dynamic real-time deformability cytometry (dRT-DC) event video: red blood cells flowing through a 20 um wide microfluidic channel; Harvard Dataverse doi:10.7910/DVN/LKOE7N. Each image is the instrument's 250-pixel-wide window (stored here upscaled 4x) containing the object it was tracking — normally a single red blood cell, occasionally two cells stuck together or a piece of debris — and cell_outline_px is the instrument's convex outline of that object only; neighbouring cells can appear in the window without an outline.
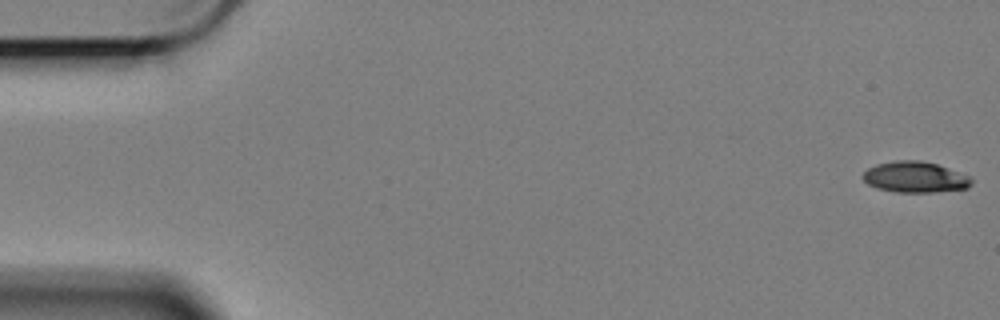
{"species": "Egyptian fruit bat (a non-hibernating species)", "species_latin": "Rousettus aegyptiacus", "temperature_condition": "cold", "stored_images_in_passage": 59, "camera_frame_rate_fps": 3000, "um_per_image_px": 0.085, "animal": {"sex": "female"}, "frame": {"image": 1, "passage_image": 1, "time_ms": 0.0, "image_size_px": [1000, 320], "cell_outline_px": [[972, 184], [968, 188], [932, 192], [896, 192], [876, 188], [868, 184], [860, 176], [868, 168], [876, 164], [896, 160], [920, 160], [936, 164], [948, 168], [968, 176], [972, 180]], "centroid_in_image_um": [77.74, 15.05], "position_along_channel_um": 7.3, "area_um2": 19.54}}
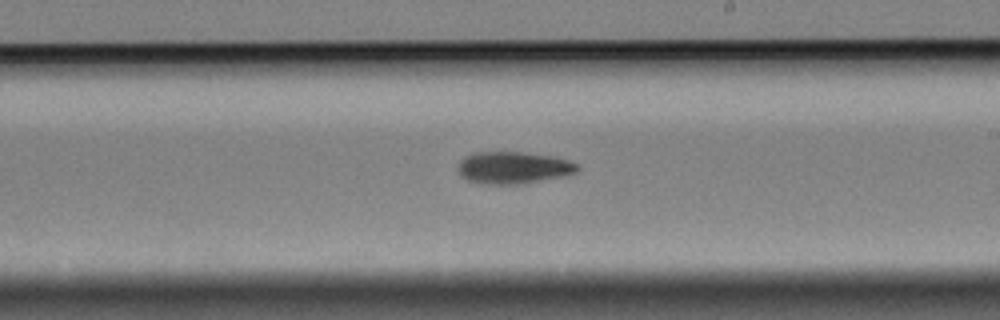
{"frame": {"image": 2, "passage_image": 34, "time_ms": 11.0, "image_size_px": [1000, 320], "cell_outline_px": [[580, 168], [576, 172], [564, 176], [516, 184], [488, 184], [468, 180], [456, 168], [460, 160], [464, 156], [472, 152], [520, 152], [556, 156], [580, 164]], "centroid_in_image_um": [43.66, 14.23], "position_along_channel_um": 245.3, "area_um2": 22.31}}
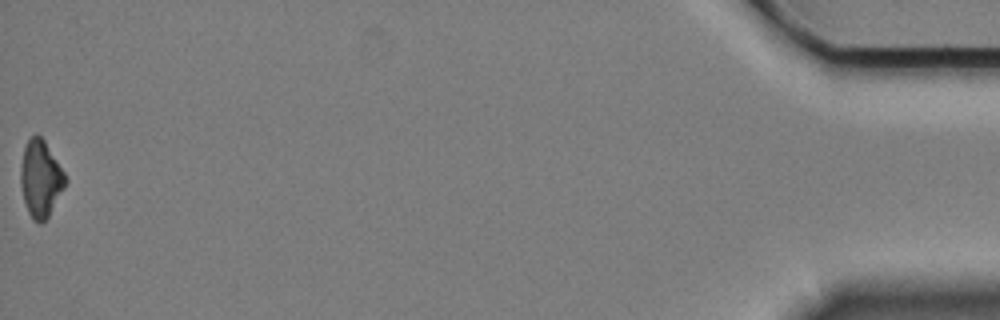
{"frame": {"image": 3, "passage_image": 59, "time_ms": 19.333, "image_size_px": [1000, 320], "cell_outline_px": [[68, 180], [64, 188], [48, 216], [40, 224], [32, 220], [28, 212], [24, 200], [20, 184], [20, 168], [24, 148], [28, 140], [32, 136], [40, 136], [44, 140], [64, 172]], "centroid_in_image_um": [3.44, 15.21], "position_along_channel_um": 431.8, "area_um2": 19.77}, "authors_computed_cell_mechanics": {"area_um2": 21.0392, "velocity_mm_per_s": 3.3999, "shape_relaxation_time_tau1_ms": 4.1899, "shape_relaxation_time_tau2_ms": null, "deformation_change_tau1": 0.109, "deformation_change_tau2": null}}